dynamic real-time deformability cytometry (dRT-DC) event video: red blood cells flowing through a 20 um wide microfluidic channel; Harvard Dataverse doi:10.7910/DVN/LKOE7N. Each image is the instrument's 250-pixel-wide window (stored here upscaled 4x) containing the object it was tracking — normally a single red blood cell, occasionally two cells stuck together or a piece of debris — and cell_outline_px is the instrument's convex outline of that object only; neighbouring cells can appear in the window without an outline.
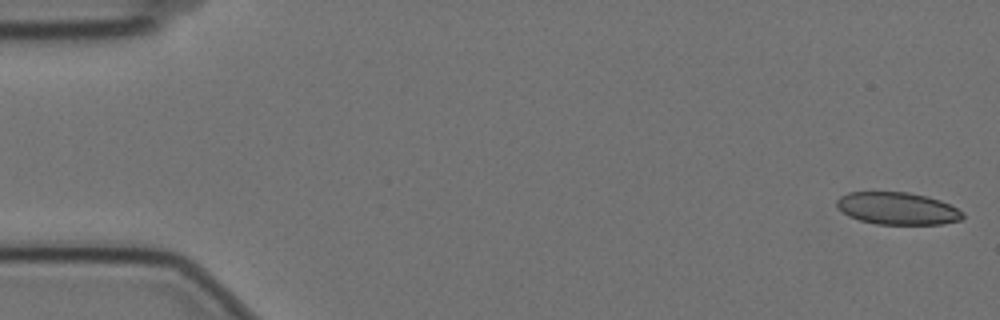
{"species": "Egyptian fruit bat (a non-hibernating species)", "species_latin": "Rousettus aegyptiacus", "temperature_condition": "cold", "stored_images_in_passage": 6, "camera_frame_rate_fps": 3000, "um_per_image_px": 0.085, "animal": {"sex": "female"}, "frame": {"image": 1, "passage_image": 1, "time_ms": 0.0, "image_size_px": [1000, 320], "cell_outline_px": [[964, 216], [960, 220], [944, 224], [876, 224], [860, 220], [848, 216], [836, 204], [836, 200], [840, 196], [848, 192], [908, 192], [928, 196], [940, 200], [964, 212]], "centroid_in_image_um": [76.3, 17.71], "position_along_channel_um": 8.7, "area_um2": 23.7}}